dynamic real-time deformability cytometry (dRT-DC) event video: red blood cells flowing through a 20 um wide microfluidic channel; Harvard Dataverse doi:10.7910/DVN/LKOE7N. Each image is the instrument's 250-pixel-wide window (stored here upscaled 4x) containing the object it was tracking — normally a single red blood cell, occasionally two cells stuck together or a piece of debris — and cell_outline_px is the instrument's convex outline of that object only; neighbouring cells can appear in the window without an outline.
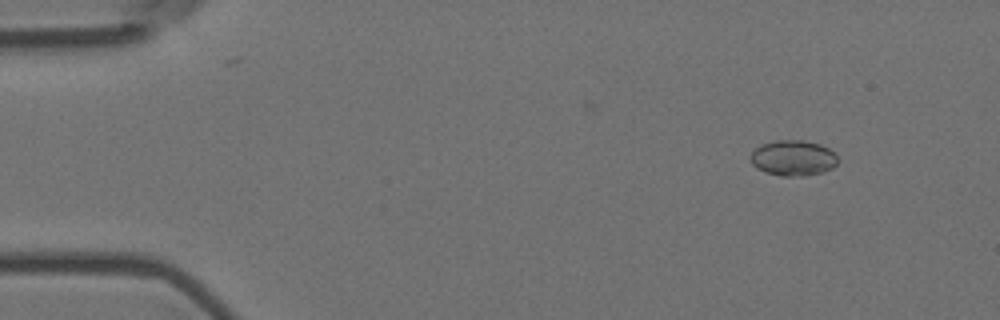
{"species": "Egyptian fruit bat (a non-hibernating species)", "species_latin": "Rousettus aegyptiacus", "temperature_condition": "room temperature", "stored_images_in_passage": 4, "camera_frame_rate_fps": 3000, "um_per_image_px": 0.085, "animal": {"sex": "female"}, "frame": {"image": 1, "passage_image": 1, "time_ms": 0.0, "image_size_px": [1000, 320], "cell_outline_px": [[840, 160], [832, 168], [820, 172], [804, 176], [780, 176], [764, 172], [756, 168], [752, 164], [748, 156], [760, 144], [776, 140], [804, 140], [820, 144], [828, 148]], "centroid_in_image_um": [67.38, 13.43], "position_along_channel_um": 17.6, "area_um2": 18.26}}
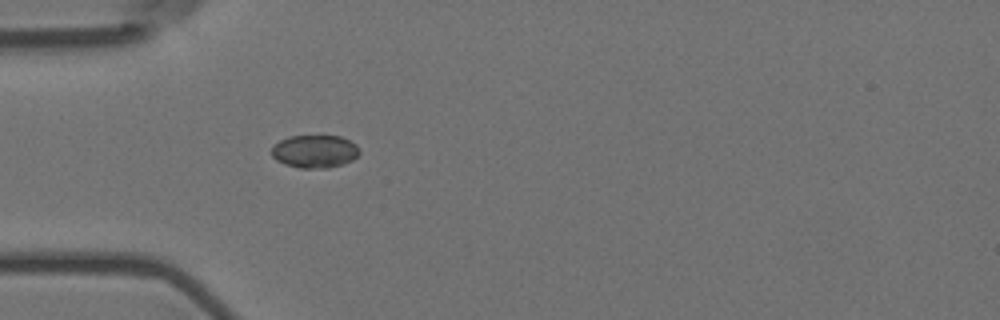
{"frame": {"image": 2, "passage_image": 4, "time_ms": 1.0, "image_size_px": [1000, 320], "cell_outline_px": [[360, 152], [352, 160], [344, 164], [328, 168], [300, 168], [284, 164], [276, 160], [272, 156], [272, 144], [288, 136], [340, 136], [356, 144]], "centroid_in_image_um": [26.73, 12.87], "position_along_channel_um": 58.3, "area_um2": 16.94}}